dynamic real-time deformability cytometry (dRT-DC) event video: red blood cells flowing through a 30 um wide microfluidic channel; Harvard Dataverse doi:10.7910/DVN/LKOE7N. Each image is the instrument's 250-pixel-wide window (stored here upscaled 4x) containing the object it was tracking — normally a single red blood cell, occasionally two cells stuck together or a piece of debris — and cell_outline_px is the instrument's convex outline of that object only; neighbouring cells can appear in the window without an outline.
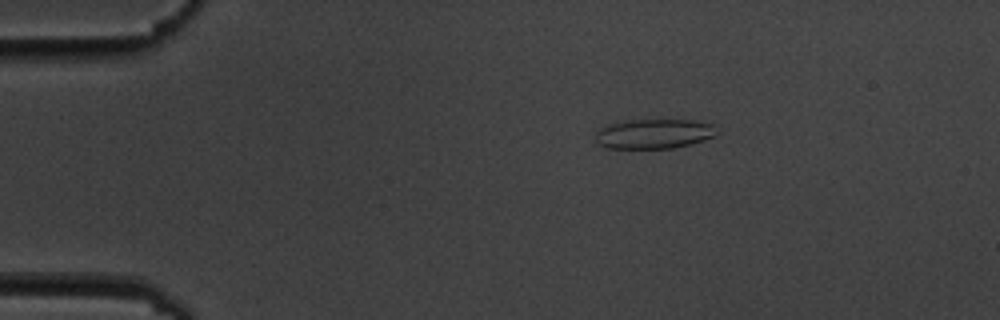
{"species": "common noctule bat (a hibernating species)", "species_latin": "Nyctalus noctula", "temperature_condition": "cold", "stored_images_in_passage": 5, "camera_frame_rate_fps": 3000, "um_per_image_px": 0.085, "animal": {"sex": "male", "body_mass_g": 19.5, "forearm_length_mm": 54.6}, "frame": {"image": 1, "passage_image": 3, "time_ms": 2.333, "image_size_px": [1000, 320], "cell_outline_px": [[716, 136], [704, 140], [672, 148], [608, 148], [596, 144], [596, 132], [600, 128], [616, 120], [696, 120], [712, 124], [716, 132]], "centroid_in_image_um": [55.53, 11.36], "position_along_channel_um": 29.5, "area_um2": 21.1}}